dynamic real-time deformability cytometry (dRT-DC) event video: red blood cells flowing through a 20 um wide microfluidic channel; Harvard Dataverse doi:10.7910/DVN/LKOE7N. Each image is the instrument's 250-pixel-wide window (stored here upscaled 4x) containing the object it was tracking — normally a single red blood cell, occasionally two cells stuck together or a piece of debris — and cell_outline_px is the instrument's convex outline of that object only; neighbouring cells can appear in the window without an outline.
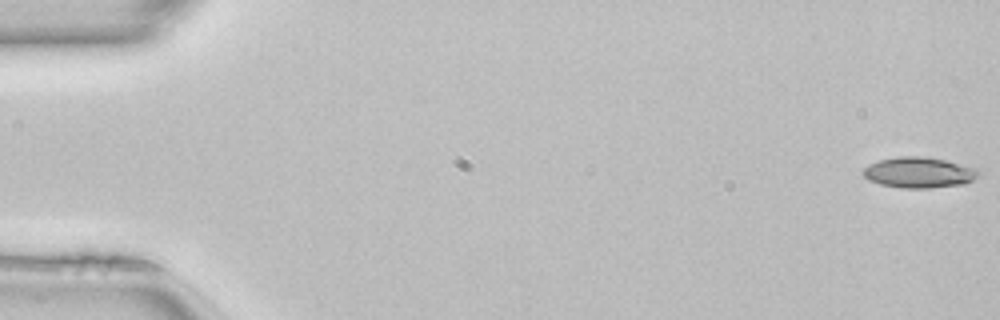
{"species": "common noctule bat (a hibernating species)", "species_latin": "Nyctalus noctula", "temperature_condition": "room temperature", "stored_images_in_passage": 13, "camera_frame_rate_fps": 3000, "um_per_image_px": 0.085, "animal": {"sex": "female", "body_mass_g": 22.7, "forearm_length_mm": 54.2}, "frame": {"image": 1, "passage_image": 1, "time_ms": 0.0, "image_size_px": [1000, 320], "cell_outline_px": [[980, 176], [964, 184], [928, 188], [900, 188], [880, 184], [868, 180], [860, 172], [868, 164], [876, 160], [896, 156], [924, 156], [944, 160], [976, 168], [980, 172]], "centroid_in_image_um": [78.06, 14.66], "position_along_channel_um": 6.9, "area_um2": 20.92}}